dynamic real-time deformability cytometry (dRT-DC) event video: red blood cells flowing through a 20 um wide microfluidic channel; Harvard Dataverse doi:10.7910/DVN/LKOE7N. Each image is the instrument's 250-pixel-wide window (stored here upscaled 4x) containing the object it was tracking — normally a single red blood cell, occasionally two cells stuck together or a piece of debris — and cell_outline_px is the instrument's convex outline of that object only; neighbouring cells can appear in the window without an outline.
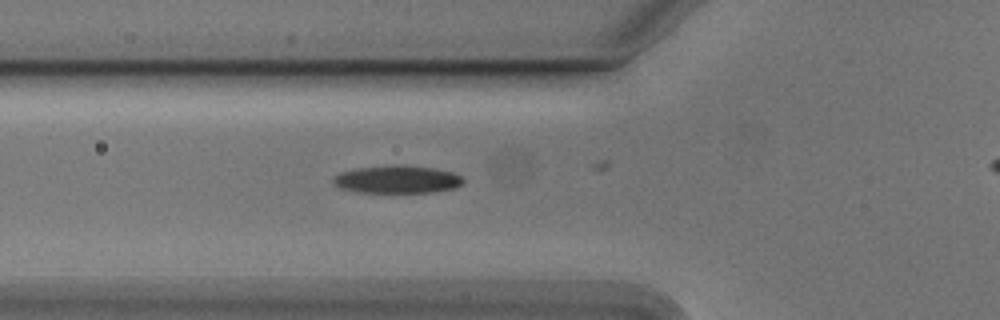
{"species": "Egyptian fruit bat (a non-hibernating species)", "species_latin": "Rousettus aegyptiacus", "temperature_condition": "cold", "stored_images_in_passage": 17, "camera_frame_rate_fps": 3000, "um_per_image_px": 0.085, "animal": {"sex": "male"}, "frame": {"image": 1, "passage_image": 16, "time_ms": 5.0, "image_size_px": [1000, 320], "cell_outline_px": [[464, 184], [456, 188], [436, 192], [356, 192], [340, 188], [332, 184], [332, 176], [340, 172], [356, 168], [392, 164], [400, 164], [432, 168], [452, 172], [460, 176], [464, 180]], "centroid_in_image_um": [33.73, 15.24], "position_along_channel_um": 92.1, "area_um2": 21.39}}